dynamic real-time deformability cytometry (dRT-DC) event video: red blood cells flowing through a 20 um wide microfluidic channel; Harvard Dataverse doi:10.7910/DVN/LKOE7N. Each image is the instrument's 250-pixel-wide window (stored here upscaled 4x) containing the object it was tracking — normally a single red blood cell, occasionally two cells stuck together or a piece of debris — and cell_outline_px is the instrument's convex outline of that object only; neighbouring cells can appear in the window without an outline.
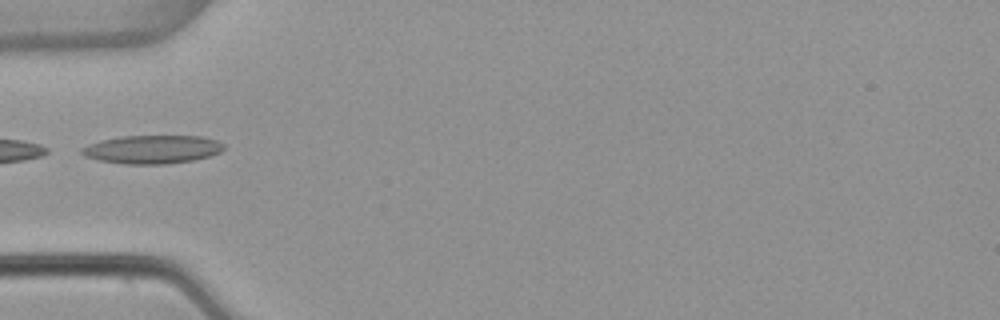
{"species": "common noctule bat (a hibernating species)", "species_latin": "Nyctalus noctula", "temperature_condition": "warm", "stored_images_in_passage": 3, "camera_frame_rate_fps": 3000, "um_per_image_px": 0.085, "animal": {"sex": "female", "body_mass_g": 22.7, "forearm_length_mm": 54.2}, "frame": {"image": 1, "passage_image": 1, "time_ms": 0.0, "image_size_px": [1000, 320], "cell_outline_px": [[224, 148], [220, 152], [208, 156], [192, 160], [164, 164], [124, 164], [100, 160], [84, 156], [80, 152], [80, 148], [88, 144], [100, 140], [120, 136], [200, 136], [216, 140], [224, 144]], "centroid_in_image_um": [12.9, 12.69], "position_along_channel_um": 72.1, "area_um2": 23.47}}